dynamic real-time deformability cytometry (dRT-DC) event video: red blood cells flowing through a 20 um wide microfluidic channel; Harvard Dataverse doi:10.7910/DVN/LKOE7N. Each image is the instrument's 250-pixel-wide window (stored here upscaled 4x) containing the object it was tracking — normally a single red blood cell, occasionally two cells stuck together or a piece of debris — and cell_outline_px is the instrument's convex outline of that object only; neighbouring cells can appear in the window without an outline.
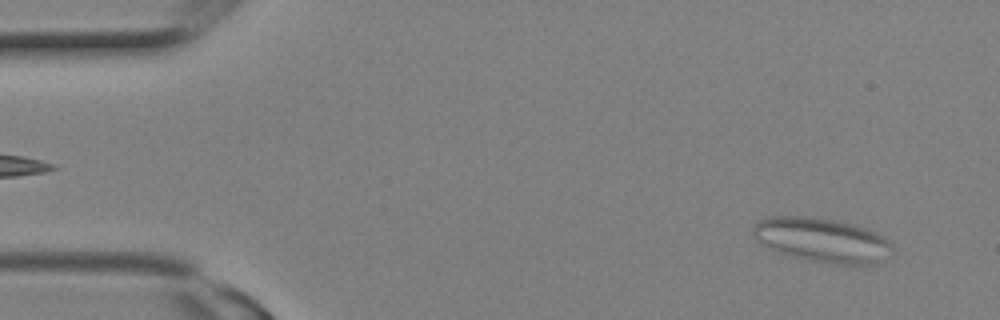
{"species": "Egyptian fruit bat (a non-hibernating species)", "species_latin": "Rousettus aegyptiacus", "temperature_condition": "room temperature", "stored_images_in_passage": 7, "camera_frame_rate_fps": 3000, "um_per_image_px": 0.085, "animal": {"sex": "female"}, "frame": {"image": 1, "passage_image": 1, "time_ms": 0.0, "image_size_px": [1000, 320], "cell_outline_px": [[892, 248], [876, 264], [836, 264], [808, 260], [792, 256], [768, 248], [752, 232], [752, 228], [760, 220], [772, 216], [804, 216], [832, 220], [852, 224], [876, 232], [884, 236], [892, 244]], "centroid_in_image_um": [69.88, 20.4], "position_along_channel_um": 15.1, "area_um2": 35.26}}